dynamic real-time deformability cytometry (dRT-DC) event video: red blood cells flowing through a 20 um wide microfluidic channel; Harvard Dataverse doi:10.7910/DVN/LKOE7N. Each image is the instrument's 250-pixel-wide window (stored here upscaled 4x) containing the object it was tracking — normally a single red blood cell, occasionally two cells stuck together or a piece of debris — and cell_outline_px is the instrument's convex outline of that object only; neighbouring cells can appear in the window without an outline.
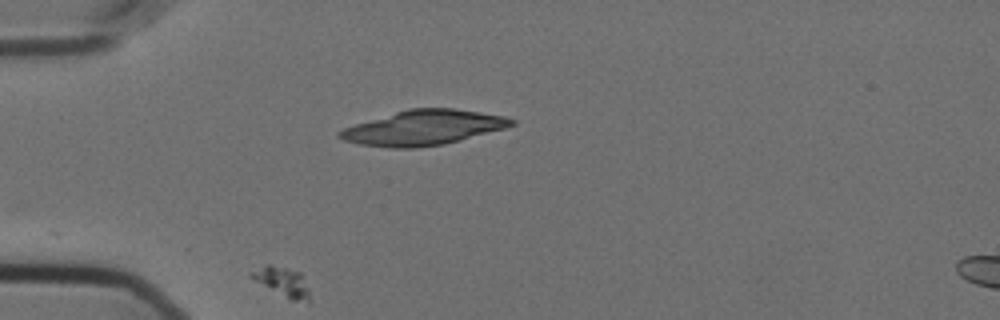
{"species": "Egyptian fruit bat (a non-hibernating species)", "species_latin": "Rousettus aegyptiacus", "temperature_condition": "cold", "stored_images_in_passage": 36, "camera_frame_rate_fps": 3000, "um_per_image_px": 0.085, "animal": {"sex": "female"}, "frame": {"image": 1, "passage_image": 1, "time_ms": 0.0, "image_size_px": [1000, 320], "cell_outline_px": [[308, 304], [288, 300], [252, 280], [248, 276], [248, 272], [264, 264], [272, 264], [300, 272], [308, 292]], "centroid_in_image_um": [23.91, 23.97], "position_along_channel_um": 61.1, "area_um2": 10.35}}